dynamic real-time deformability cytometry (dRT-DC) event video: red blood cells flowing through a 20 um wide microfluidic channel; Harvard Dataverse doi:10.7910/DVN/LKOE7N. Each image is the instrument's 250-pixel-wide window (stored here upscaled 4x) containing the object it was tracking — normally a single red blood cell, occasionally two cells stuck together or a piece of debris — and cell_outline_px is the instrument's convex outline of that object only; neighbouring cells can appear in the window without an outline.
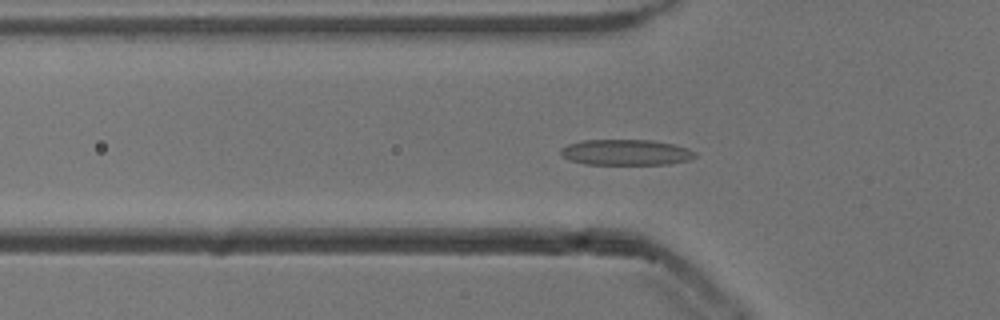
{"species": "common noctule bat (a hibernating species)", "species_latin": "Nyctalus noctula", "temperature_condition": "cold", "stored_images_in_passage": 44, "camera_frame_rate_fps": 3000, "um_per_image_px": 0.085, "animal": {"sex": "male", "body_mass_g": 13.3}, "frame": {"image": 1, "passage_image": 7, "time_ms": 2.0, "image_size_px": [1000, 320], "cell_outline_px": [[696, 156], [688, 160], [668, 164], [584, 164], [572, 160], [564, 156], [560, 152], [560, 148], [568, 144], [584, 140], [652, 140], [672, 144], [688, 148], [696, 152]], "centroid_in_image_um": [53.22, 12.94], "position_along_channel_um": 72.6, "area_um2": 20.0}}
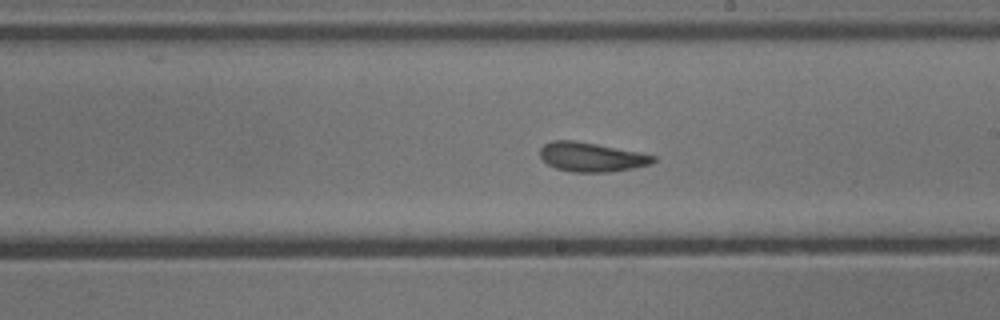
{"frame": {"image": 2, "passage_image": 20, "time_ms": 6.333, "image_size_px": [1000, 320], "cell_outline_px": [[656, 160], [648, 164], [632, 168], [608, 172], [572, 172], [556, 168], [548, 164], [540, 156], [540, 148], [544, 144], [552, 140], [576, 140], [656, 156]], "centroid_in_image_um": [50.22, 13.34], "position_along_channel_um": 238.8, "area_um2": 19.02}}
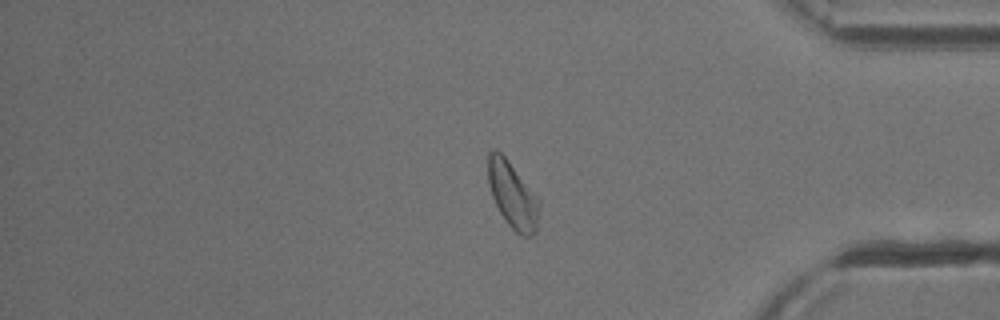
{"frame": {"image": 3, "passage_image": 34, "time_ms": 11.0, "image_size_px": [1000, 320], "cell_outline_px": [[540, 204], [536, 232], [528, 236], [520, 236], [508, 224], [500, 212], [492, 196], [488, 184], [488, 152], [492, 148], [496, 148], [508, 160], [540, 200]], "centroid_in_image_um": [43.56, 16.57], "position_along_channel_um": 391.6, "area_um2": 19.71}, "authors_computed_cell_mechanics": {"area_um2": 19.4786, "velocity_mm_per_s": 3.8159, "shape_relaxation_time_tau1_ms": 4.7507, "shape_relaxation_time_tau2_ms": 2.6415, "deformation_change_tau1": 0.127, "deformation_change_tau2": 0.1035}}